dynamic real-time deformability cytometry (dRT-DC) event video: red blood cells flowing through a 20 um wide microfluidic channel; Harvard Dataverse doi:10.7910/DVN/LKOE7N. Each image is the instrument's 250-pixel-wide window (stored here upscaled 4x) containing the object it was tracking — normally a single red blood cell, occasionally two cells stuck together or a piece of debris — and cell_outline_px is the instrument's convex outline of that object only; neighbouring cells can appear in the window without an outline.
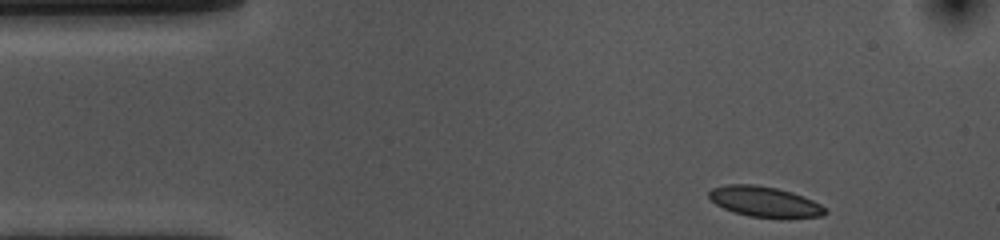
{"species": "common noctule bat (a hibernating species)", "species_latin": "Nyctalus noctula", "temperature_condition": "cold", "stored_images_in_passage": 39, "camera_frame_rate_fps": 3000, "um_per_image_px": 0.085, "animal": {"sex": "female", "body_mass_g": 10.0, "forearm_length_mm": 53.1}, "frame": {"image": 1, "passage_image": 1, "time_ms": 0.0, "image_size_px": [1000, 240], "cell_outline_px": [[828, 212], [824, 216], [788, 220], [748, 216], [724, 208], [716, 204], [708, 196], [708, 192], [712, 188], [724, 184], [752, 184], [776, 188], [792, 192], [804, 196], [820, 204]], "centroid_in_image_um": [65.05, 17.18], "position_along_channel_um": 20.0, "area_um2": 21.1}}
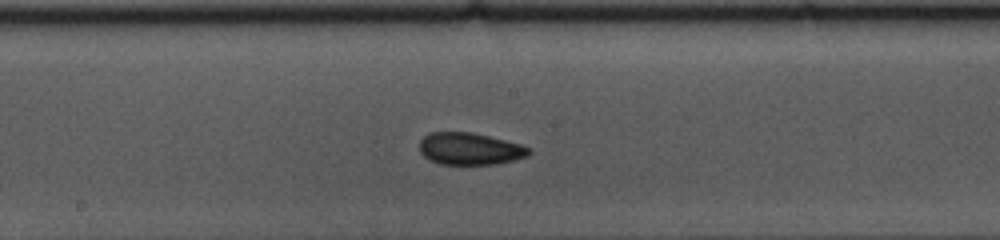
{"frame": {"image": 2, "passage_image": 22, "time_ms": 7.0, "image_size_px": [1000, 240], "cell_outline_px": [[532, 152], [528, 156], [512, 160], [492, 164], [440, 164], [424, 156], [420, 152], [420, 140], [428, 132], [472, 132], [520, 144], [532, 148]], "centroid_in_image_um": [39.94, 12.64], "position_along_channel_um": 208.3, "area_um2": 20.35}}
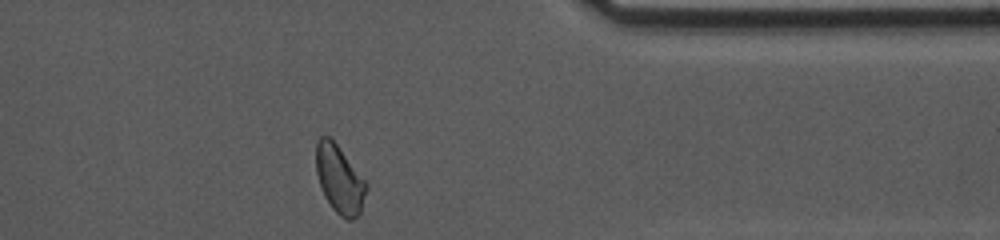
{"frame": {"image": 3, "passage_image": 38, "time_ms": 12.333, "image_size_px": [1000, 240], "cell_outline_px": [[368, 188], [360, 212], [352, 220], [344, 220], [332, 208], [324, 196], [320, 188], [316, 172], [316, 140], [320, 136], [328, 136], [336, 144], [368, 184]], "centroid_in_image_um": [28.84, 15.26], "position_along_channel_um": 382.6, "area_um2": 19.88}, "authors_computed_cell_mechanics": {"area_um2": 20.5768, "velocity_mm_per_s": 3.6015, "shape_relaxation_time_tau1_ms": 6.4325, "shape_relaxation_time_tau2_ms": 1.8717, "deformation_change_tau1": 0.1202, "deformation_change_tau2": 0.0695}}